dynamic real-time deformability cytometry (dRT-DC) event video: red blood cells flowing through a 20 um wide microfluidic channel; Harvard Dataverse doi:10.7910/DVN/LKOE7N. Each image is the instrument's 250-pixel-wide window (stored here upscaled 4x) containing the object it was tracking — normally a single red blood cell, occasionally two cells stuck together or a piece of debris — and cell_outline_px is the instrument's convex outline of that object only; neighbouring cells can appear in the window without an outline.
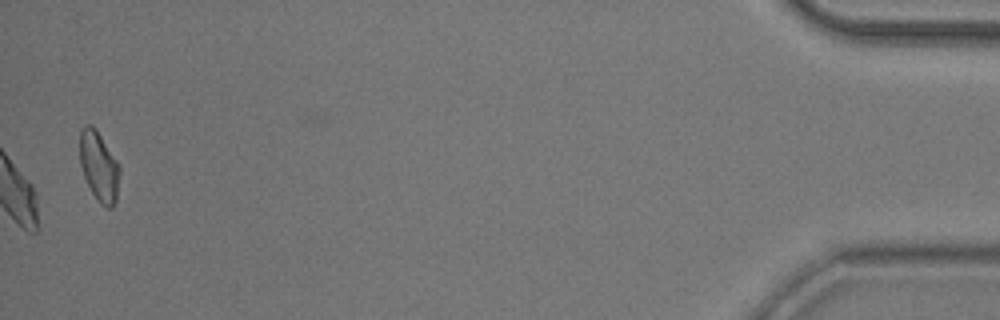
{"species": "common noctule bat (a hibernating species)", "species_latin": "Nyctalus noctula", "temperature_condition": "room temperature", "stored_images_in_passage": 39, "camera_frame_rate_fps": 3000, "um_per_image_px": 0.085, "animal": {"sex": "male", "body_mass_g": 20.5, "forearm_length_mm": 52.5}, "frame": {"image": 1, "passage_image": 39, "time_ms": 12.667, "image_size_px": [1000, 320], "cell_outline_px": [[120, 172], [116, 200], [112, 208], [108, 208], [100, 204], [92, 192], [84, 176], [80, 164], [80, 128], [84, 124], [92, 124], [96, 128], [120, 164]], "centroid_in_image_um": [8.42, 14.1], "position_along_channel_um": 426.8, "area_um2": 16.42}, "authors_computed_cell_mechanics": {"area_um2": 19.4208, "velocity_mm_per_s": 3.701, "shape_relaxation_time_tau1_ms": 4.9955, "shape_relaxation_time_tau2_ms": 5.5073, "deformation_change_tau1": 0.1312, "deformation_change_tau2": 0.1359}}